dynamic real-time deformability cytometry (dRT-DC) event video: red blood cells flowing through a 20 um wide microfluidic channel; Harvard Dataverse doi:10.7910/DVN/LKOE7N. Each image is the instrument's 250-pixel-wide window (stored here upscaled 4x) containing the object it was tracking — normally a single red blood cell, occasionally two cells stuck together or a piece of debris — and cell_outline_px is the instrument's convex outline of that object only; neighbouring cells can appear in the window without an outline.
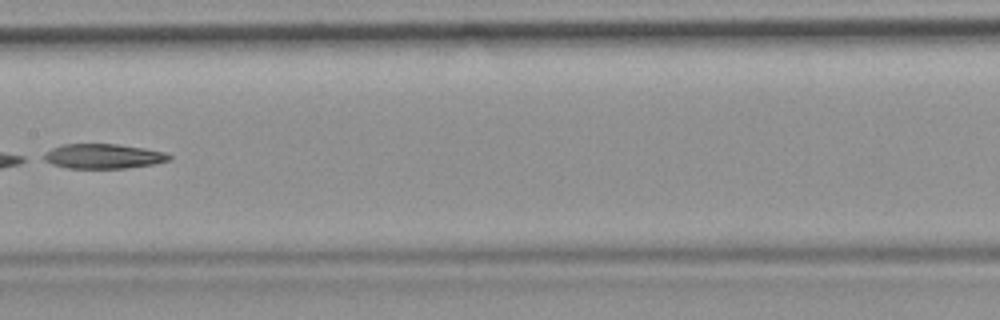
{"species": "common noctule bat (a hibernating species)", "species_latin": "Nyctalus noctula", "temperature_condition": "room temperature", "stored_images_in_passage": 9, "camera_frame_rate_fps": 3000, "um_per_image_px": 0.085, "animal": {"sex": "female", "body_mass_g": 19.9}, "frame": {"image": 1, "passage_image": 8, "time_ms": 8.333, "image_size_px": [1000, 320], "cell_outline_px": [[172, 160], [156, 164], [124, 168], [68, 168], [52, 164], [36, 156], [52, 148], [64, 144], [116, 144], [144, 148], [164, 152], [172, 156]], "centroid_in_image_um": [8.73, 13.28], "position_along_channel_um": 198.7, "area_um2": 18.32}}